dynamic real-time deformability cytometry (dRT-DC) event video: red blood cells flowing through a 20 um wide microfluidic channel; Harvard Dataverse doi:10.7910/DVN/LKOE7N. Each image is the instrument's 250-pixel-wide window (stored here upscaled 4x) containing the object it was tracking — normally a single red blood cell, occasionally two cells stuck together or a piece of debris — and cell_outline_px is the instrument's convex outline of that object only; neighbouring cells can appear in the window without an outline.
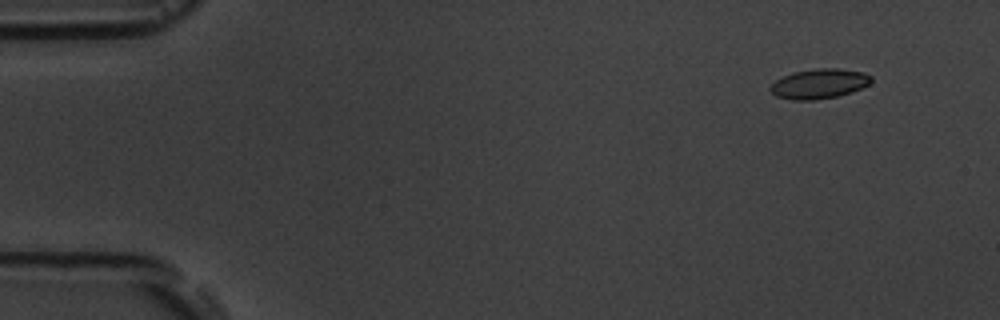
{"species": "common noctule bat (a hibernating species)", "species_latin": "Nyctalus noctula", "temperature_condition": "room temperature", "stored_images_in_passage": 9, "camera_frame_rate_fps": 3000, "um_per_image_px": 0.085, "animal": {"sex": "male", "body_mass_g": 19.5, "forearm_length_mm": 54.6}, "frame": {"image": 1, "passage_image": 1, "time_ms": 0.0, "image_size_px": [1000, 320], "cell_outline_px": [[872, 80], [868, 84], [852, 92], [836, 96], [816, 100], [792, 100], [776, 96], [768, 88], [776, 80], [792, 72], [816, 68], [840, 68], [864, 72], [872, 76]], "centroid_in_image_um": [69.63, 7.11], "position_along_channel_um": 15.4, "area_um2": 17.57}}
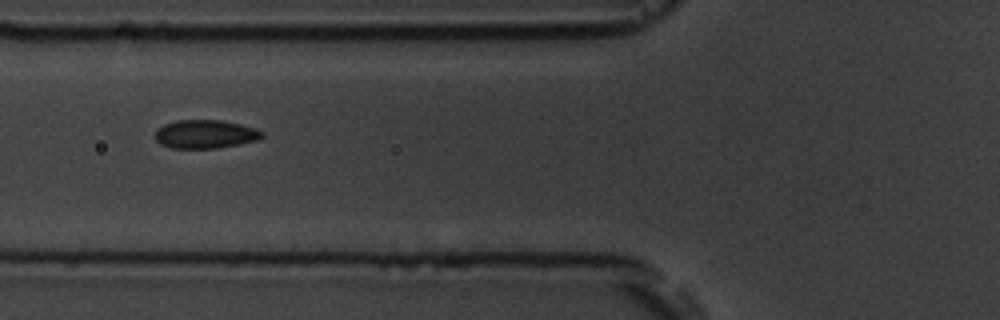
{"frame": {"image": 2, "passage_image": 6, "time_ms": 5.667, "image_size_px": [1000, 320], "cell_outline_px": [[264, 136], [256, 140], [216, 148], [172, 148], [160, 144], [152, 136], [156, 128], [164, 124], [176, 120], [224, 120], [256, 128], [264, 132]], "centroid_in_image_um": [17.39, 11.39], "position_along_channel_um": 108.4, "area_um2": 17.92}}
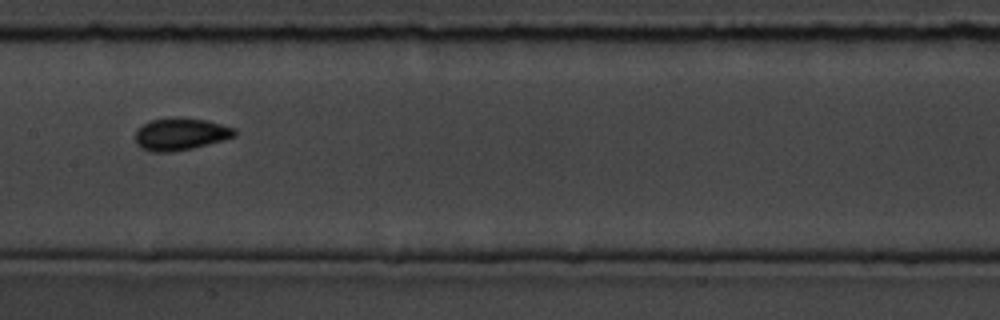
{"frame": {"image": 3, "passage_image": 8, "time_ms": 8.0, "image_size_px": [1000, 320], "cell_outline_px": [[236, 136], [192, 148], [168, 152], [152, 152], [140, 148], [136, 144], [136, 132], [148, 120], [172, 116], [176, 116], [208, 120], [236, 128]], "centroid_in_image_um": [15.34, 11.37], "position_along_channel_um": 192.1, "area_um2": 18.84}}